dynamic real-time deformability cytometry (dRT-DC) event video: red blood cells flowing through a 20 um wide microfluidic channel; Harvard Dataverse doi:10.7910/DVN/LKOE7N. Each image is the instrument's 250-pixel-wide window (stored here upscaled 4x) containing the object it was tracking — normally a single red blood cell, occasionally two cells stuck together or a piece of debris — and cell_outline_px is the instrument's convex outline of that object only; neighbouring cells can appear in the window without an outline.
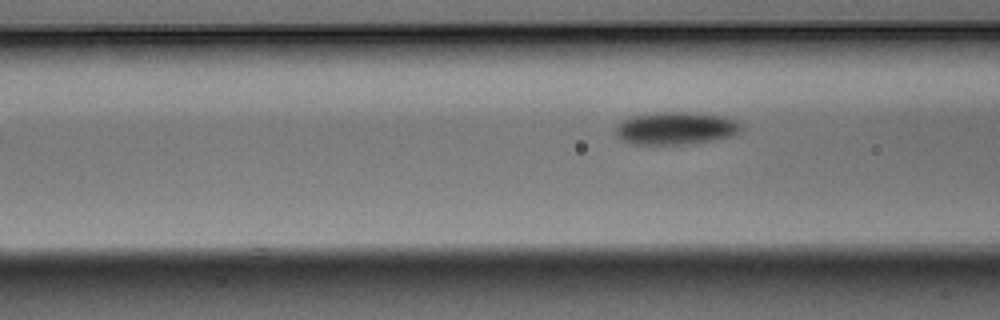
{"species": "Egyptian fruit bat (a non-hibernating species)", "species_latin": "Rousettus aegyptiacus", "temperature_condition": "warm", "stored_images_in_passage": 4, "segment_of_instrument_passage": [2, 2], "camera_frame_rate_fps": 3000, "um_per_image_px": 0.085, "animal": {"sex": "male"}, "frame": {"image": 1, "passage_image": 4, "time_ms": 1.0, "image_size_px": [1000, 320], "cell_outline_px": [[740, 128], [732, 136], [688, 144], [632, 144], [624, 140], [616, 132], [616, 124], [620, 120], [632, 116], [664, 112], [688, 112], [720, 116], [732, 120], [740, 124]], "centroid_in_image_um": [57.38, 10.9], "position_along_channel_um": 109.2, "area_um2": 23.29}}